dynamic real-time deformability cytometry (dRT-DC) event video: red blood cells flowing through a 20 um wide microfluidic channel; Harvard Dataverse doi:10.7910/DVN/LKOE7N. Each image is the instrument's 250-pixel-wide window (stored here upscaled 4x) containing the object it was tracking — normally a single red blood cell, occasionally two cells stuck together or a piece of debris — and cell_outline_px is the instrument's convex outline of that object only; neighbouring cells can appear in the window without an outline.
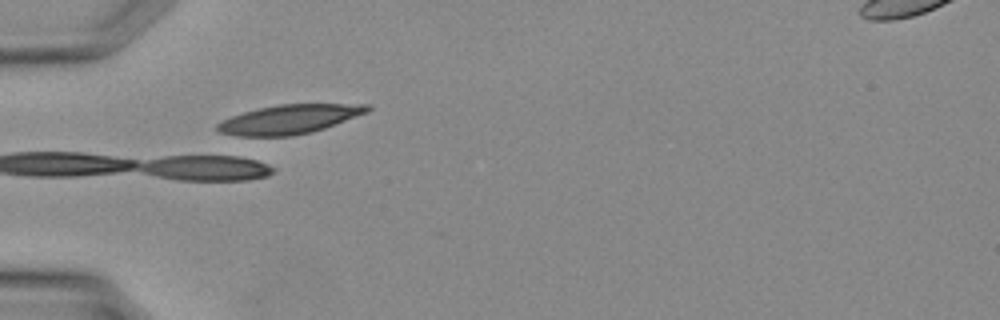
{"species": "Egyptian fruit bat (a non-hibernating species)", "species_latin": "Rousettus aegyptiacus", "temperature_condition": "warm", "stored_images_in_passage": 3, "camera_frame_rate_fps": 3000, "um_per_image_px": 0.085, "animal": {"sex": "female"}, "frame": {"image": 1, "passage_image": 1, "time_ms": 0.0, "image_size_px": [1000, 320], "cell_outline_px": [[372, 108], [368, 112], [324, 128], [312, 132], [292, 136], [240, 136], [220, 132], [216, 128], [216, 124], [232, 116], [244, 112], [260, 108], [280, 104], [368, 104]], "centroid_in_image_um": [24.62, 10.14], "position_along_channel_um": 60.4, "area_um2": 25.2}}